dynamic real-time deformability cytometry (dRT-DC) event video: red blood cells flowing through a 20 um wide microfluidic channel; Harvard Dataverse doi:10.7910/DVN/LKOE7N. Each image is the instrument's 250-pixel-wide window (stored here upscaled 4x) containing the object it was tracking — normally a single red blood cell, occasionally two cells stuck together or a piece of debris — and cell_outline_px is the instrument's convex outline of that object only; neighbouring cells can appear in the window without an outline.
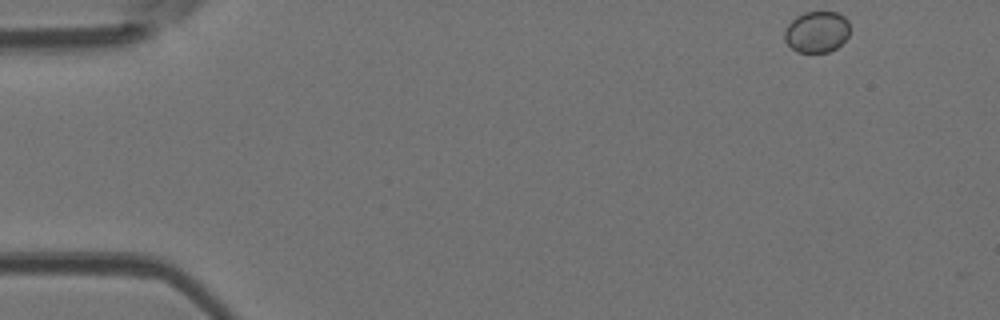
{"species": "Egyptian fruit bat (a non-hibernating species)", "species_latin": "Rousettus aegyptiacus", "temperature_condition": "room temperature", "stored_images_in_passage": 49, "camera_frame_rate_fps": 3000, "um_per_image_px": 0.085, "animal": {"sex": "female"}, "frame": {"image": 1, "passage_image": 1, "time_ms": 0.0, "image_size_px": [1000, 320], "cell_outline_px": [[848, 36], [836, 48], [828, 52], [796, 52], [784, 40], [784, 32], [788, 24], [796, 16], [804, 12], [840, 12], [848, 20]], "centroid_in_image_um": [69.41, 2.7], "position_along_channel_um": 15.6, "area_um2": 15.72}}
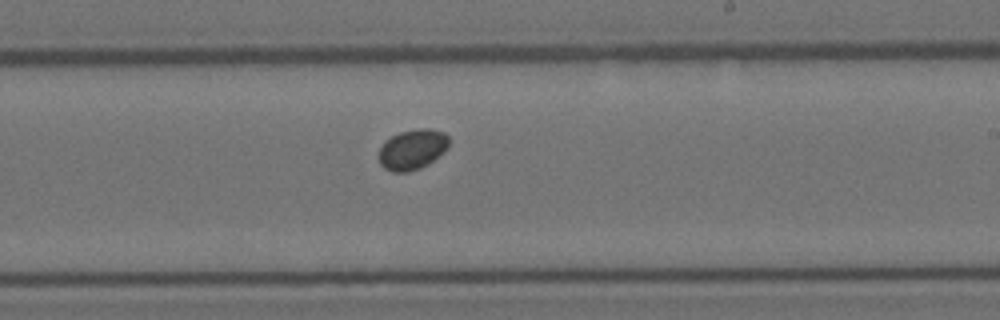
{"frame": {"image": 2, "passage_image": 28, "time_ms": 9.0, "image_size_px": [1000, 320], "cell_outline_px": [[448, 148], [444, 152], [428, 164], [420, 168], [408, 172], [392, 172], [384, 168], [380, 164], [376, 156], [384, 140], [400, 132], [420, 128], [428, 128], [444, 132], [448, 136]], "centroid_in_image_um": [35.02, 12.71], "position_along_channel_um": 254.0, "area_um2": 16.7}}
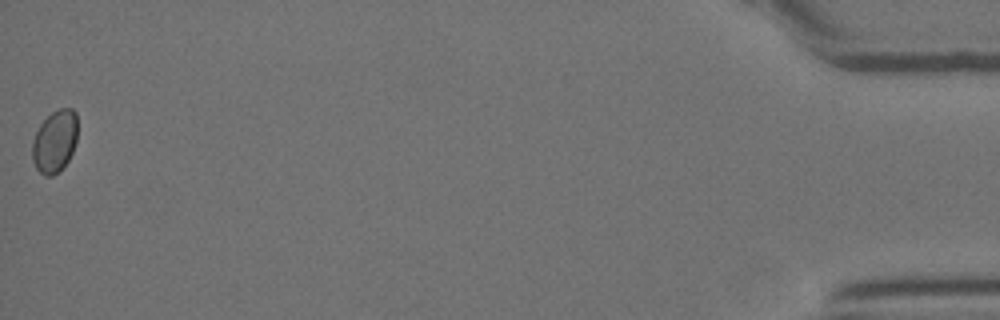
{"frame": {"image": 3, "passage_image": 49, "time_ms": 16.0, "image_size_px": [1000, 320], "cell_outline_px": [[76, 140], [72, 152], [68, 160], [52, 176], [44, 176], [36, 168], [32, 160], [32, 140], [40, 124], [52, 112], [60, 108], [72, 108], [76, 112]], "centroid_in_image_um": [4.63, 12.0], "position_along_channel_um": 430.6, "area_um2": 16.24}}